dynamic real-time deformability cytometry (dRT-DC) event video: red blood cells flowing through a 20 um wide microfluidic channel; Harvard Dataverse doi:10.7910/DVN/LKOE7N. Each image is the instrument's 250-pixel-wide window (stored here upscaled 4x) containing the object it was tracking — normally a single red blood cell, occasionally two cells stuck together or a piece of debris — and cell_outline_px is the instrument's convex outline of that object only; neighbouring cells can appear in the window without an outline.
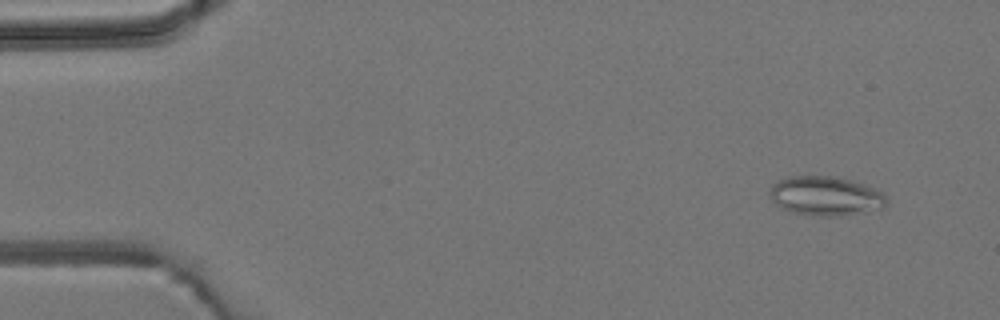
{"species": "common noctule bat (a hibernating species)", "species_latin": "Nyctalus noctula", "temperature_condition": "room temperature", "stored_images_in_passage": 4, "camera_frame_rate_fps": 3000, "um_per_image_px": 0.085, "animal": {"sex": "male", "body_mass_g": 19.2, "forearm_length_mm": 51.8}, "frame": {"image": 1, "passage_image": 1, "time_ms": 0.0, "image_size_px": [1000, 320], "cell_outline_px": [[884, 208], [864, 212], [840, 216], [812, 216], [792, 212], [780, 208], [768, 196], [768, 192], [772, 184], [776, 180], [788, 176], [836, 176], [864, 184], [880, 192], [884, 196]], "centroid_in_image_um": [70.08, 16.66], "position_along_channel_um": 14.9, "area_um2": 26.88}}